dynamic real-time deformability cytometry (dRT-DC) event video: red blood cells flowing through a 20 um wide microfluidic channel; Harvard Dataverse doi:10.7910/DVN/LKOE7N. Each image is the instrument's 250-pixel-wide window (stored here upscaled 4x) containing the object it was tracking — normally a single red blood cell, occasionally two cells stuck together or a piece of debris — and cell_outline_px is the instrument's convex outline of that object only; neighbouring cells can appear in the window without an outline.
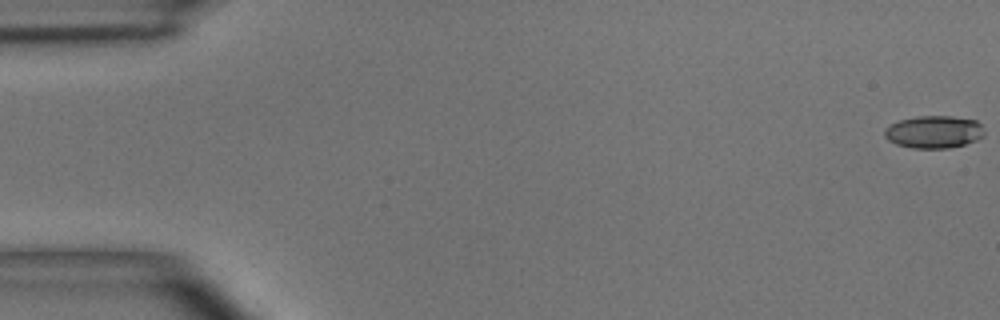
{"species": "common noctule bat (a hibernating species)", "species_latin": "Nyctalus noctula", "temperature_condition": "room temperature", "stored_images_in_passage": 5, "camera_frame_rate_fps": 3000, "um_per_image_px": 0.085, "animal": {"sex": "male", "body_mass_g": 15.6}, "frame": {"image": 1, "passage_image": 1, "time_ms": 0.0, "image_size_px": [1000, 320], "cell_outline_px": [[984, 136], [976, 140], [964, 144], [948, 148], [912, 148], [896, 144], [888, 140], [884, 136], [884, 128], [900, 120], [916, 116], [952, 116], [976, 120], [984, 128]], "centroid_in_image_um": [79.38, 11.21], "position_along_channel_um": 5.6, "area_um2": 18.96}}
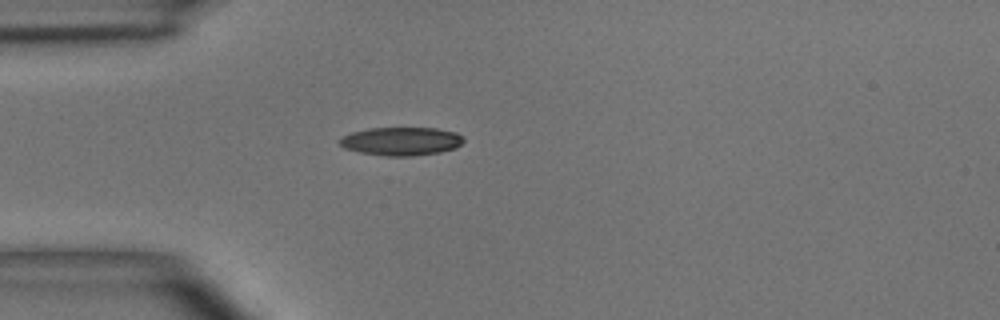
{"frame": {"image": 2, "passage_image": 5, "time_ms": 4.667, "image_size_px": [1000, 320], "cell_outline_px": [[464, 140], [456, 148], [440, 152], [412, 156], [388, 156], [360, 152], [344, 148], [340, 144], [340, 136], [352, 132], [368, 128], [436, 128], [456, 132], [464, 136]], "centroid_in_image_um": [34.12, 12.0], "position_along_channel_um": 50.9, "area_um2": 20.52}}